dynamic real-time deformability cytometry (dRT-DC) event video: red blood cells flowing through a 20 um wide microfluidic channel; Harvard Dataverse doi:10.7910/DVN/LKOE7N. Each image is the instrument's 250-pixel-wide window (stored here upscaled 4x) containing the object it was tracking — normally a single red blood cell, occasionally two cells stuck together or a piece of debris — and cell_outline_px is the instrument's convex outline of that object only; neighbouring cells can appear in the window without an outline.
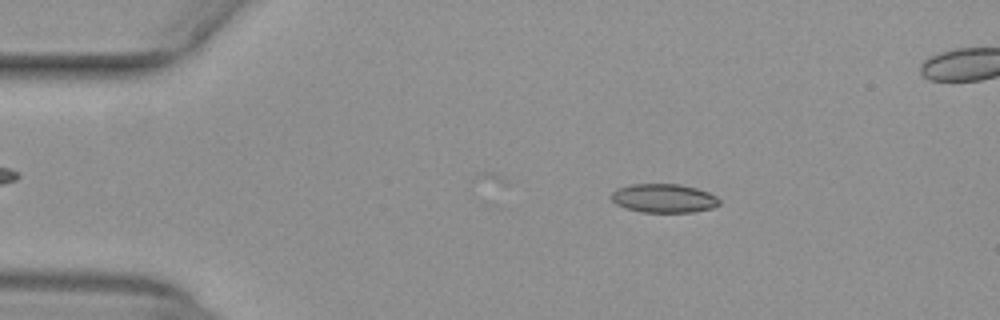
{"species": "common noctule bat (a hibernating species)", "species_latin": "Nyctalus noctula", "temperature_condition": "warm", "stored_images_in_passage": 52, "camera_frame_rate_fps": 3000, "um_per_image_px": 0.085, "animal": {"sex": "female", "body_mass_g": 29.2, "forearm_length_mm": 56.3}, "frame": {"image": 1, "passage_image": 10, "time_ms": 3.0, "image_size_px": [1000, 320], "cell_outline_px": [[720, 204], [712, 208], [692, 212], [640, 212], [624, 208], [616, 204], [612, 200], [612, 192], [616, 188], [632, 184], [680, 184], [696, 188], [708, 192], [716, 196], [720, 200]], "centroid_in_image_um": [56.41, 16.85], "position_along_channel_um": 28.6, "area_um2": 18.21}}
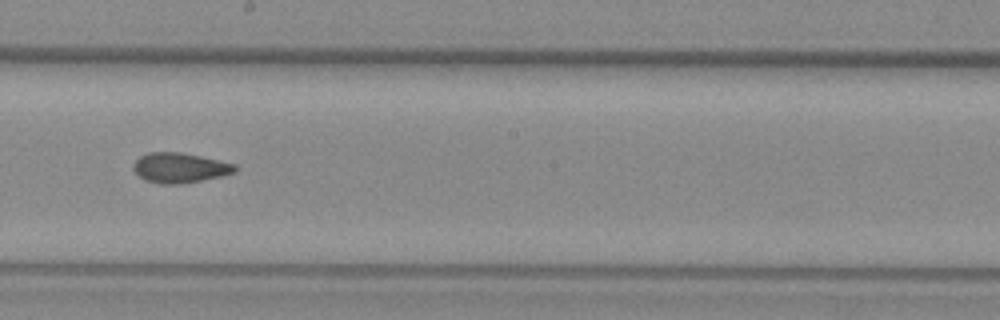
{"frame": {"image": 2, "passage_image": 30, "time_ms": 9.667, "image_size_px": [1000, 320], "cell_outline_px": [[236, 172], [220, 176], [180, 184], [160, 184], [144, 180], [132, 168], [132, 164], [140, 156], [148, 152], [180, 152], [200, 156], [236, 164]], "centroid_in_image_um": [15.25, 14.26], "position_along_channel_um": 232.9, "area_um2": 17.69}}
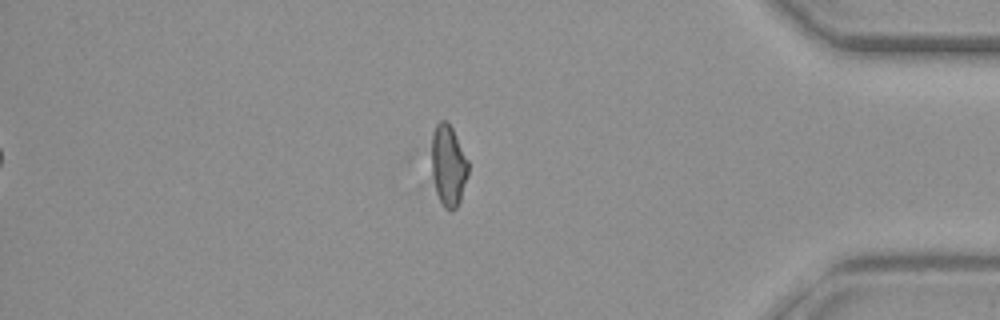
{"frame": {"image": 3, "passage_image": 45, "time_ms": 14.667, "image_size_px": [1000, 320], "cell_outline_px": [[468, 176], [460, 200], [456, 208], [452, 212], [448, 212], [444, 208], [436, 192], [424, 156], [424, 152], [432, 132], [436, 124], [440, 120], [448, 120], [468, 160]], "centroid_in_image_um": [37.97, 14.01], "position_along_channel_um": 397.2, "area_um2": 19.07}, "authors_computed_cell_mechanics": {"area_um2": 18.1781, "velocity_mm_per_s": 3.9739, "shape_relaxation_time_tau1_ms": null, "shape_relaxation_time_tau2_ms": 2.7144, "deformation_change_tau1": null, "deformation_change_tau2": 0.1008}}